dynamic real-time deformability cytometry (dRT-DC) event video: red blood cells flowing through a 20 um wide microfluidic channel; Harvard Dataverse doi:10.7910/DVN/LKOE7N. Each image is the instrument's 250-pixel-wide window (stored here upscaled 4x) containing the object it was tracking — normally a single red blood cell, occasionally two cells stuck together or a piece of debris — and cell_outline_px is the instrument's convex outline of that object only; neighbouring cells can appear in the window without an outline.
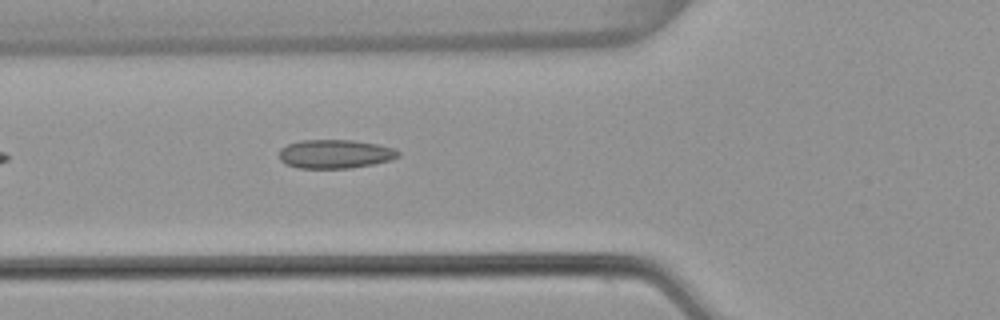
{"species": "common noctule bat (a hibernating species)", "species_latin": "Nyctalus noctula", "temperature_condition": "warm", "stored_images_in_passage": 5, "camera_frame_rate_fps": 3000, "um_per_image_px": 0.085, "animal": {"sex": "female", "body_mass_g": 22.7, "forearm_length_mm": 54.2}, "frame": {"image": 1, "passage_image": 5, "time_ms": 1.333, "image_size_px": [1000, 320], "cell_outline_px": [[400, 156], [388, 160], [372, 164], [352, 168], [300, 168], [284, 164], [280, 160], [280, 148], [288, 144], [300, 140], [352, 140], [376, 144], [396, 148], [400, 152]], "centroid_in_image_um": [28.47, 13.08], "position_along_channel_um": 97.3, "area_um2": 20.0}}